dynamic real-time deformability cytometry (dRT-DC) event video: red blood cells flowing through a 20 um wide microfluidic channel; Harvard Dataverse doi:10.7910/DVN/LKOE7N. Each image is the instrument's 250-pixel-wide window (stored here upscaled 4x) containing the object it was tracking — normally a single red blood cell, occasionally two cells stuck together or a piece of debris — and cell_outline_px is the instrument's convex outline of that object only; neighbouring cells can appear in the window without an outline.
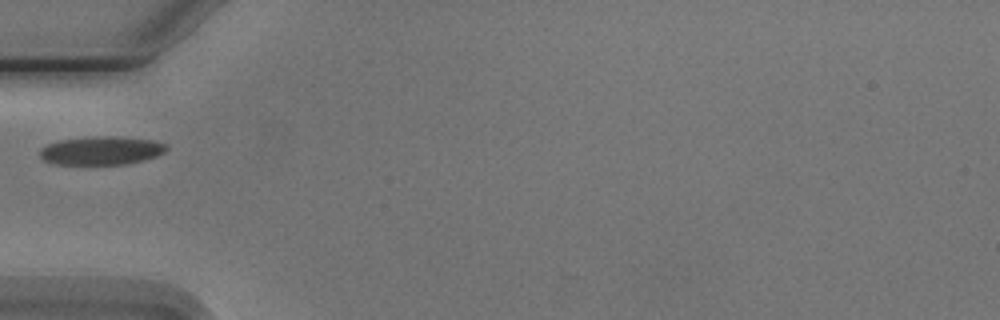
{"species": "Egyptian fruit bat (a non-hibernating species)", "species_latin": "Rousettus aegyptiacus", "temperature_condition": "cold", "stored_images_in_passage": 1, "camera_frame_rate_fps": 3000, "um_per_image_px": 0.085, "animal": {"sex": "male"}, "frame": {"image": 1, "passage_image": 1, "time_ms": 0.0, "image_size_px": [1000, 320], "cell_outline_px": [[168, 148], [164, 152], [156, 156], [128, 164], [56, 164], [44, 160], [40, 156], [40, 148], [56, 140], [92, 136], [120, 136], [152, 140], [164, 144]], "centroid_in_image_um": [8.58, 12.78], "position_along_channel_um": 76.4, "area_um2": 21.04}}